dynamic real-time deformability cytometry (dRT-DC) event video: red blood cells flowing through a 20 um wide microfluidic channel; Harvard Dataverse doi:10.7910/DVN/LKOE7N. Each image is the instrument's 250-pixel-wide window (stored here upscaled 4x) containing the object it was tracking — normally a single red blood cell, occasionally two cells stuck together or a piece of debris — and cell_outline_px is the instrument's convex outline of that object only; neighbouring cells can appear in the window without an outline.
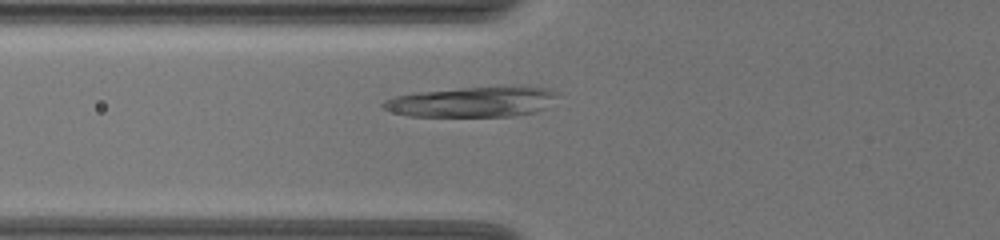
{"species": "common noctule bat (a hibernating species)", "species_latin": "Nyctalus noctula", "temperature_condition": "warm", "stored_images_in_passage": 46, "camera_frame_rate_fps": 3000, "um_per_image_px": 0.085, "animal": {"sex": "female", "body_mass_g": 19.5, "forearm_length_mm": 54.1}, "frame": {"image": 1, "passage_image": 11, "time_ms": 3.333, "image_size_px": [1000, 240], "cell_outline_px": [[560, 96], [548, 108], [536, 112], [508, 116], [408, 116], [380, 108], [380, 104], [384, 100], [396, 96], [416, 92], [464, 88], [520, 84], [528, 84], [548, 88], [560, 92]], "centroid_in_image_um": [40.3, 8.62], "position_along_channel_um": 85.5, "area_um2": 31.79}}
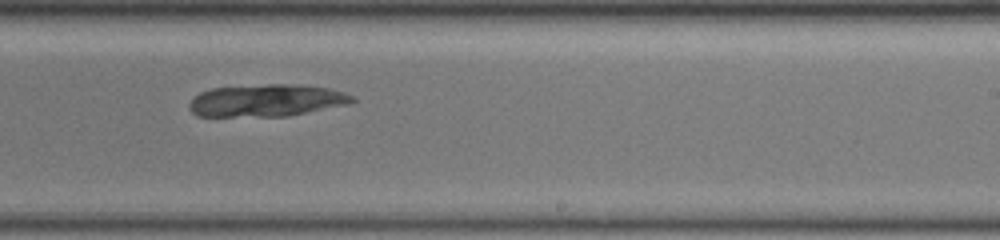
{"frame": {"image": 2, "passage_image": 26, "time_ms": 8.333, "image_size_px": [1000, 240], "cell_outline_px": [[356, 100], [348, 104], [288, 116], [196, 116], [188, 108], [188, 104], [200, 92], [212, 88], [268, 84], [296, 84], [328, 88], [344, 92], [352, 96]], "centroid_in_image_um": [22.64, 8.54], "position_along_channel_um": 266.4, "area_um2": 30.52}}
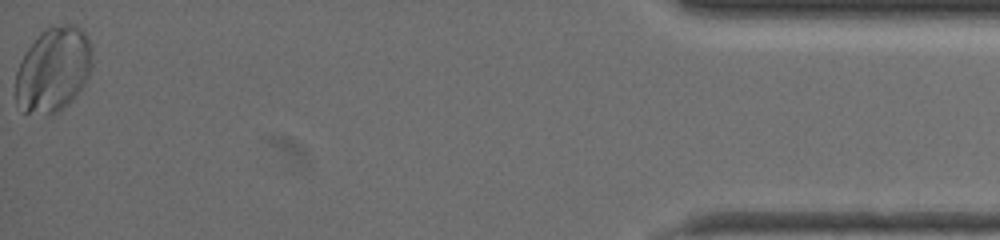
{"frame": {"image": 3, "passage_image": 46, "time_ms": 15.0, "image_size_px": [1000, 240], "cell_outline_px": [[92, 64], [88, 76], [84, 84], [76, 96], [68, 104], [56, 112], [24, 112], [16, 100], [16, 72], [20, 60], [24, 52], [40, 32], [48, 28], [64, 24], [76, 24], [84, 32], [92, 48]], "centroid_in_image_um": [4.54, 5.87], "position_along_channel_um": 430.7, "area_um2": 37.57}}